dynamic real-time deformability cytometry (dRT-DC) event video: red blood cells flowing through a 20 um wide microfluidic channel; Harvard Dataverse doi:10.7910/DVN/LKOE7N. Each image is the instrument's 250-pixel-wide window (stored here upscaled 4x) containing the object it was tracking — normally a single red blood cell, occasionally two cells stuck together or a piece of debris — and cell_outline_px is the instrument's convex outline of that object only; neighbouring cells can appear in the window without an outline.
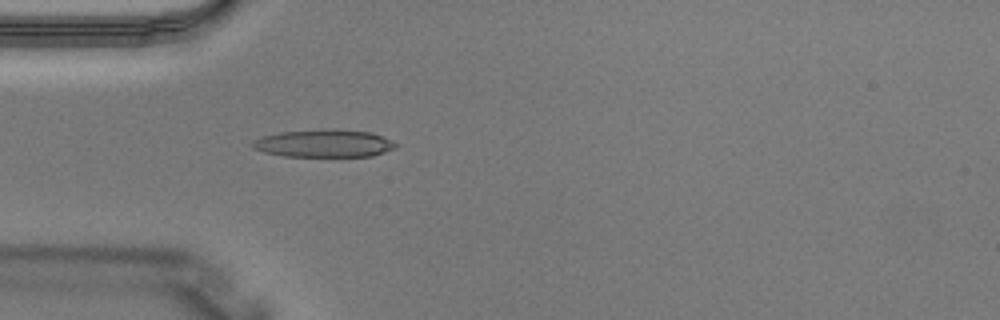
{"species": "Egyptian fruit bat (a non-hibernating species)", "species_latin": "Rousettus aegyptiacus", "temperature_condition": "warm", "stored_images_in_passage": 2, "camera_frame_rate_fps": 3000, "um_per_image_px": 0.085, "animal": {"sex": "male"}, "frame": {"image": 1, "passage_image": 2, "time_ms": 0.333, "image_size_px": [1000, 320], "cell_outline_px": [[400, 144], [396, 148], [372, 156], [284, 156], [264, 152], [252, 148], [248, 144], [252, 140], [260, 136], [280, 132], [324, 128], [332, 128], [372, 132], [392, 140]], "centroid_in_image_um": [27.52, 12.17], "position_along_channel_um": 57.5, "area_um2": 23.64}}